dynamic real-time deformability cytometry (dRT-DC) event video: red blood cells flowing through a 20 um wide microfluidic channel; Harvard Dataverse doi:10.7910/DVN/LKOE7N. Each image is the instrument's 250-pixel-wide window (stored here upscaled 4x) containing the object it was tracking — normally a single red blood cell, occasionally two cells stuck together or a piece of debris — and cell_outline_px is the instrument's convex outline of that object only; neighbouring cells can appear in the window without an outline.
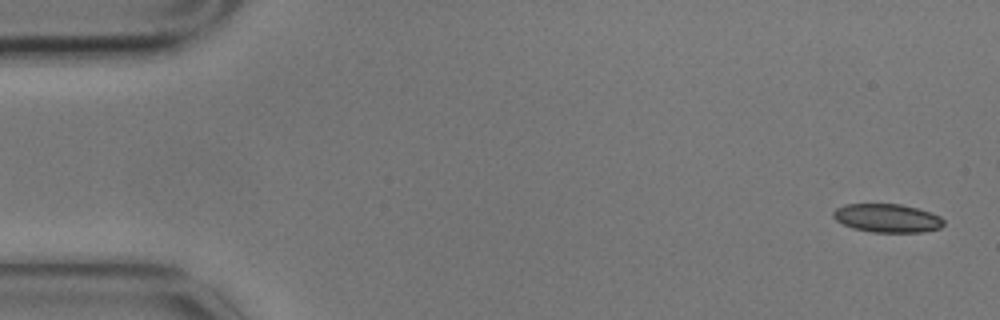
{"species": "common noctule bat (a hibernating species)", "species_latin": "Nyctalus noctula", "temperature_condition": "cold", "stored_images_in_passage": 5, "camera_frame_rate_fps": 3000, "um_per_image_px": 0.085, "animal": {"sex": "male", "body_mass_g": 17.9}, "frame": {"image": 1, "passage_image": 1, "time_ms": 0.0, "image_size_px": [1000, 320], "cell_outline_px": [[944, 224], [940, 228], [924, 232], [872, 232], [852, 228], [836, 220], [832, 216], [832, 212], [836, 208], [844, 204], [900, 204], [932, 212], [940, 216], [944, 220]], "centroid_in_image_um": [75.42, 18.54], "position_along_channel_um": 9.6, "area_um2": 18.44}}
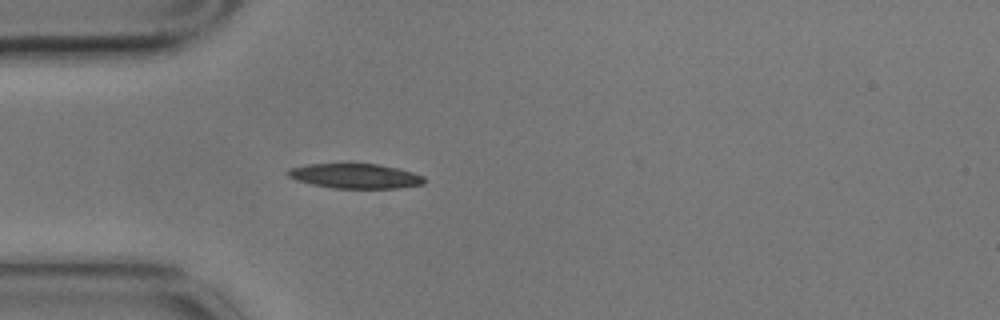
{"frame": {"image": 2, "passage_image": 5, "time_ms": 1.333, "image_size_px": [1000, 320], "cell_outline_px": [[424, 184], [396, 188], [332, 188], [312, 184], [296, 180], [288, 176], [284, 172], [288, 168], [308, 164], [380, 164], [400, 168], [424, 176]], "centroid_in_image_um": [30.17, 14.95], "position_along_channel_um": 54.8, "area_um2": 19.77}}